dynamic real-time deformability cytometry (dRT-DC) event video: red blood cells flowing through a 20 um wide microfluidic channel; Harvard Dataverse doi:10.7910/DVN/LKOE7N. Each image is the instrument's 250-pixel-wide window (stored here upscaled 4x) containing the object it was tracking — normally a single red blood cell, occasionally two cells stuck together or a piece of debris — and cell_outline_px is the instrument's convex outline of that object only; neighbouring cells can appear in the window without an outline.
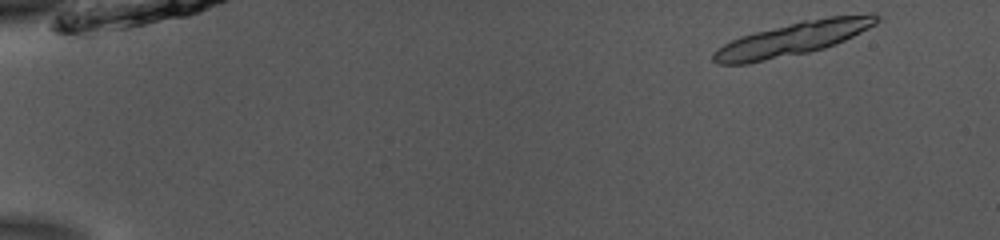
{"species": "common noctule bat (a hibernating species)", "species_latin": "Nyctalus noctula", "temperature_condition": "room temperature", "stored_images_in_passage": 14, "camera_frame_rate_fps": 3000, "um_per_image_px": 0.085, "animal": {"sex": "male", "body_mass_g": 13.0, "forearm_length_mm": 53.1}, "frame": {"image": 1, "passage_image": 1, "time_ms": 0.0, "image_size_px": [1000, 240], "cell_outline_px": [[880, 20], [876, 24], [836, 44], [824, 48], [808, 52], [748, 64], [716, 64], [712, 60], [712, 52], [716, 48], [740, 36], [804, 20], [828, 16], [872, 12], [880, 16]], "centroid_in_image_um": [67.41, 3.29], "position_along_channel_um": 17.6, "area_um2": 31.91}}